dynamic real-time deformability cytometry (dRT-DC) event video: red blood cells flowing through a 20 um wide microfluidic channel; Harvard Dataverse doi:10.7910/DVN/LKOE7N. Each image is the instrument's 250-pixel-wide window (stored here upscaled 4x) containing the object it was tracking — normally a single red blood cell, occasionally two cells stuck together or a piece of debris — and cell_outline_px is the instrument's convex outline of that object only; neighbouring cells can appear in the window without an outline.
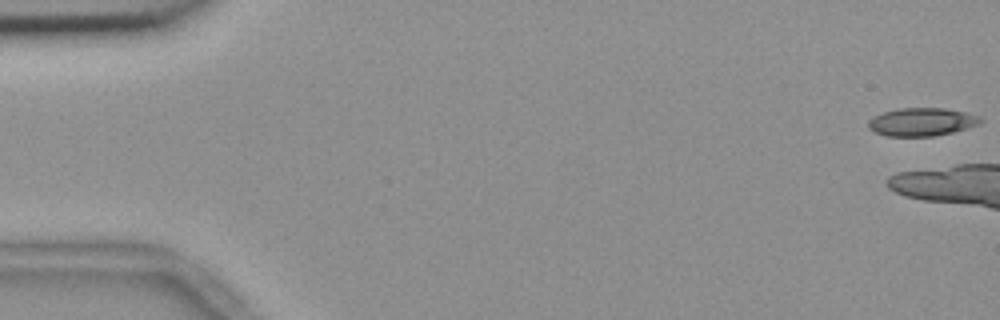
{"species": "common noctule bat (a hibernating species)", "species_latin": "Nyctalus noctula", "temperature_condition": "room temperature", "stored_images_in_passage": 8, "camera_frame_rate_fps": 3000, "um_per_image_px": 0.085, "animal": {"sex": "female", "body_mass_g": 18.4}, "frame": {"image": 1, "passage_image": 1, "time_ms": 0.0, "image_size_px": [1000, 320], "cell_outline_px": [[984, 120], [980, 124], [968, 128], [952, 132], [932, 136], [888, 136], [876, 132], [868, 128], [868, 120], [884, 112], [896, 108], [944, 108], [968, 112]], "centroid_in_image_um": [78.37, 10.35], "position_along_channel_um": 6.6, "area_um2": 18.32}}